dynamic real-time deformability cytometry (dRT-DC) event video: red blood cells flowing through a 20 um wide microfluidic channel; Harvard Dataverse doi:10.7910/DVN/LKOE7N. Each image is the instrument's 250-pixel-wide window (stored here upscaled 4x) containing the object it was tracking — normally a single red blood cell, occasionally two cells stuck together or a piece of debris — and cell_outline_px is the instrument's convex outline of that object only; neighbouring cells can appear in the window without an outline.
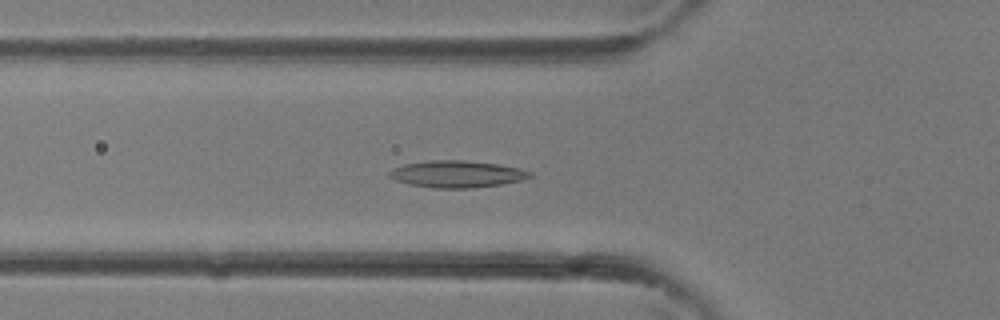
{"species": "common noctule bat (a hibernating species)", "species_latin": "Nyctalus noctula", "temperature_condition": "room temperature", "stored_images_in_passage": 31, "camera_frame_rate_fps": 3000, "um_per_image_px": 0.085, "animal": {"sex": "female"}, "frame": {"image": 1, "passage_image": 7, "time_ms": 2.0, "image_size_px": [1000, 320], "cell_outline_px": [[532, 176], [524, 180], [500, 184], [472, 188], [432, 188], [408, 184], [396, 180], [388, 176], [388, 172], [392, 168], [404, 164], [428, 160], [464, 160], [496, 164], [520, 168], [532, 172]], "centroid_in_image_um": [38.82, 14.79], "position_along_channel_um": 87.0, "area_um2": 22.14}}
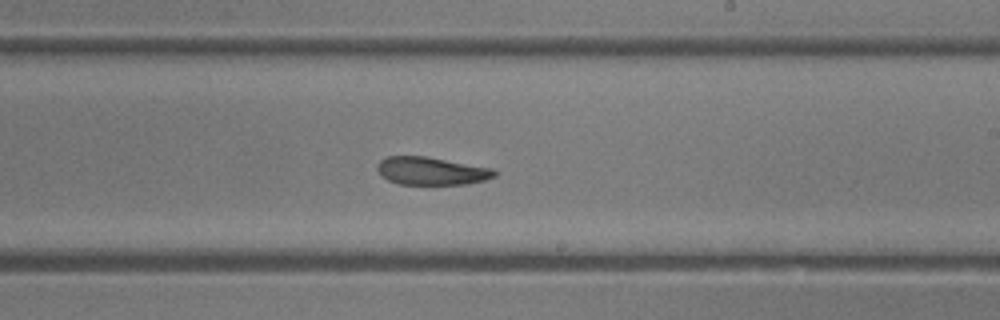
{"frame": {"image": 2, "passage_image": 16, "time_ms": 5.0, "image_size_px": [1000, 320], "cell_outline_px": [[496, 176], [484, 180], [464, 184], [400, 184], [388, 180], [376, 168], [380, 160], [388, 156], [424, 156], [492, 168], [496, 172]], "centroid_in_image_um": [36.67, 14.53], "position_along_channel_um": 252.3, "area_um2": 18.73}}
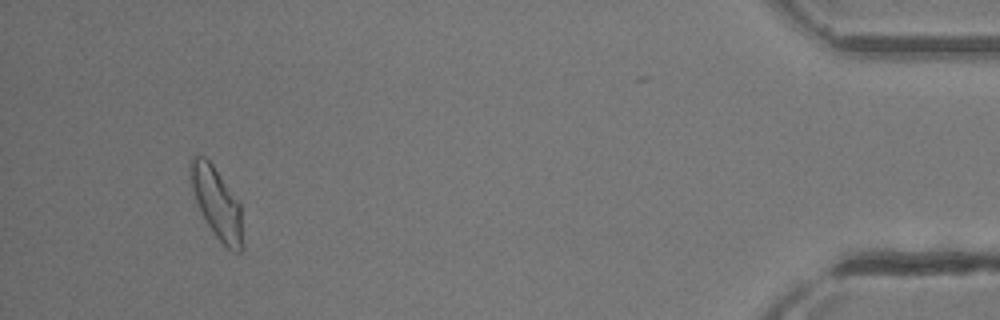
{"frame": {"image": 3, "passage_image": 29, "time_ms": 9.333, "image_size_px": [1000, 320], "cell_outline_px": [[244, 248], [240, 252], [232, 252], [216, 236], [200, 212], [196, 204], [188, 172], [188, 164], [192, 156], [204, 156], [212, 164], [240, 204], [244, 244]], "centroid_in_image_um": [18.41, 17.27], "position_along_channel_um": 416.8, "area_um2": 21.68}}